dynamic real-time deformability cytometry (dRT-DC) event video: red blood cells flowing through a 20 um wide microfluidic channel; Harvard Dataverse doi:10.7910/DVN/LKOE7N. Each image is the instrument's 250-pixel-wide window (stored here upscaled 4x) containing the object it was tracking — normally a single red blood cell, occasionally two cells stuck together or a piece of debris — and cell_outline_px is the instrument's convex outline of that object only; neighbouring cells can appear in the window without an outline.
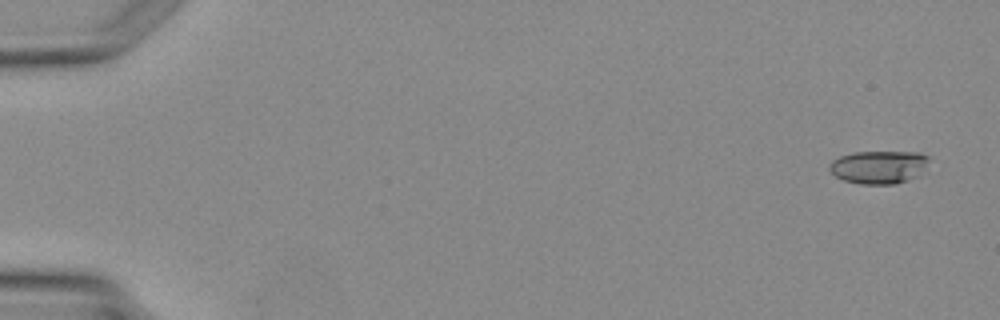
{"species": "Egyptian fruit bat (a non-hibernating species)", "species_latin": "Rousettus aegyptiacus", "temperature_condition": "warm", "stored_images_in_passage": 5, "camera_frame_rate_fps": 3000, "um_per_image_px": 0.085, "animal": {"sex": "female"}, "frame": {"image": 1, "passage_image": 1, "time_ms": 0.0, "image_size_px": [1000, 320], "cell_outline_px": [[928, 160], [920, 176], [896, 184], [860, 184], [844, 180], [836, 176], [828, 168], [828, 164], [832, 160], [840, 156], [852, 152], [920, 152], [928, 156]], "centroid_in_image_um": [74.69, 14.2], "position_along_channel_um": 10.3, "area_um2": 19.31}}